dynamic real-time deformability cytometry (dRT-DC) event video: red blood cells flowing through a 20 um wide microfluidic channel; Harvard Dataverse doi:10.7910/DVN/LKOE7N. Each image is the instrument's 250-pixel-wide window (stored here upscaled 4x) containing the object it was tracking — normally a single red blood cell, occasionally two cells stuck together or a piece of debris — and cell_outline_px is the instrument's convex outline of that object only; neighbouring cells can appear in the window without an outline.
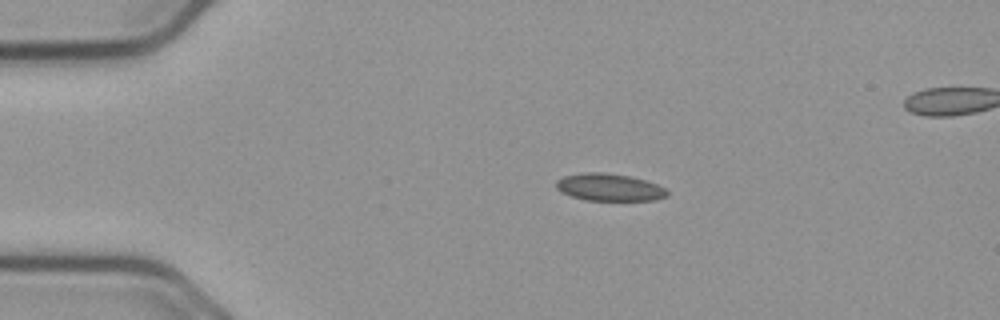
{"species": "common noctule bat (a hibernating species)", "species_latin": "Nyctalus noctula", "temperature_condition": "cold", "stored_images_in_passage": 46, "segment_of_instrument_passage": [1, 2], "camera_frame_rate_fps": 3000, "um_per_image_px": 0.085, "animal": {"sex": "male", "body_mass_g": 23.1, "forearm_length_mm": 52.7}, "frame": {"image": 1, "passage_image": 1, "time_ms": 0.0, "image_size_px": [1000, 320], "cell_outline_px": [[668, 196], [656, 200], [584, 200], [560, 192], [556, 188], [556, 180], [564, 176], [584, 172], [604, 172], [632, 176], [656, 184], [664, 188], [668, 192]], "centroid_in_image_um": [51.77, 15.91], "position_along_channel_um": 33.2, "area_um2": 17.74}}
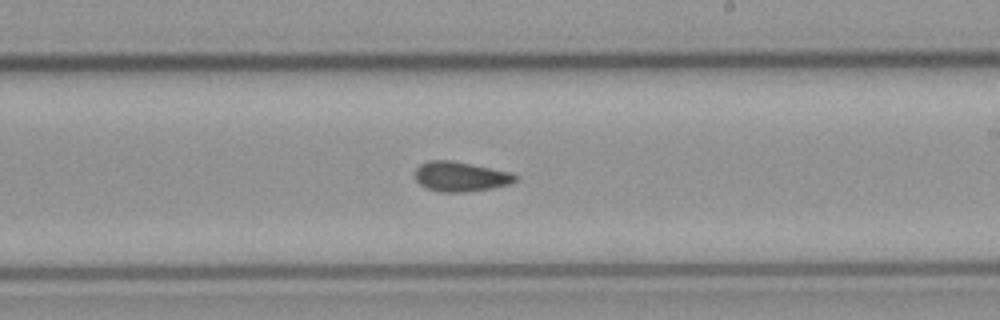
{"frame": {"image": 2, "passage_image": 22, "time_ms": 7.0, "image_size_px": [1000, 320], "cell_outline_px": [[520, 176], [512, 184], [492, 188], [468, 192], [440, 192], [428, 188], [420, 184], [416, 180], [416, 168], [420, 164], [428, 160], [452, 160], [512, 172]], "centroid_in_image_um": [39.2, 15.0], "position_along_channel_um": 249.8, "area_um2": 17.63}}
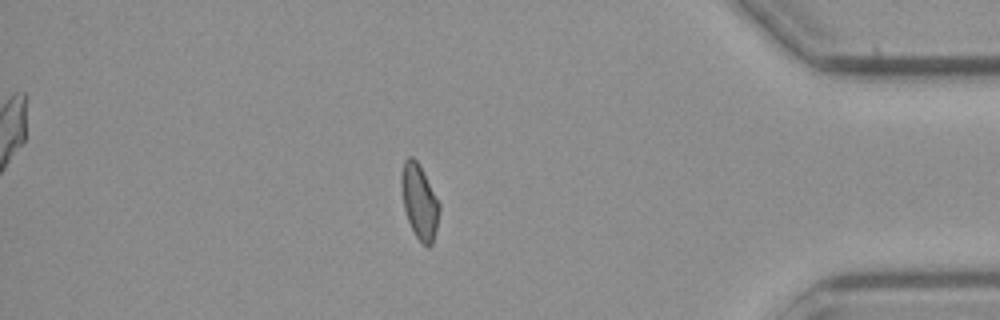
{"frame": {"image": 3, "passage_image": 37, "time_ms": 12.0, "image_size_px": [1000, 320], "cell_outline_px": [[440, 212], [432, 244], [428, 248], [416, 236], [408, 220], [404, 208], [400, 188], [400, 176], [404, 160], [408, 156], [412, 156], [416, 160], [440, 204]], "centroid_in_image_um": [35.63, 17.12], "position_along_channel_um": 399.6, "area_um2": 16.3}}